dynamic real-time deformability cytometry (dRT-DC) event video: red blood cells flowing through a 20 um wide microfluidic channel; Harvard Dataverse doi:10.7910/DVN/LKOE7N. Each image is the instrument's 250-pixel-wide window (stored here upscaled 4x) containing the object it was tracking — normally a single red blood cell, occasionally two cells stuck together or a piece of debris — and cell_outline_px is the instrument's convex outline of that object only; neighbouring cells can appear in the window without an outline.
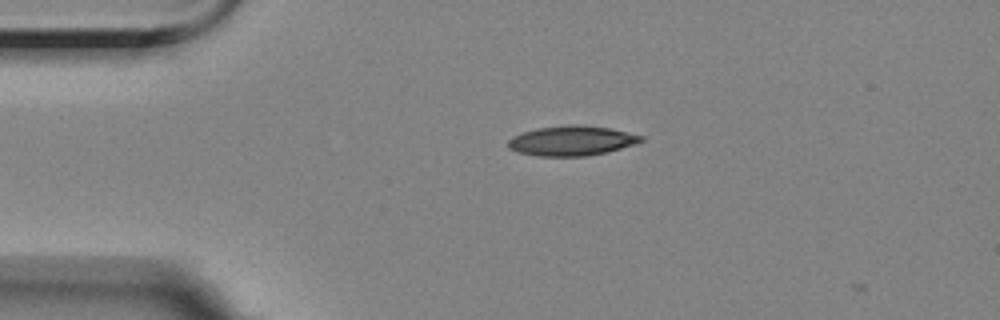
{"species": "Egyptian fruit bat (a non-hibernating species)", "species_latin": "Rousettus aegyptiacus", "temperature_condition": "room temperature", "stored_images_in_passage": 5, "camera_frame_rate_fps": 3000, "um_per_image_px": 0.085, "animal": {"sex": "female"}, "frame": {"image": 1, "passage_image": 3, "time_ms": 0.667, "image_size_px": [1000, 320], "cell_outline_px": [[644, 140], [636, 144], [608, 152], [588, 156], [536, 156], [516, 152], [508, 148], [508, 140], [512, 136], [536, 128], [568, 124], [576, 124], [612, 128], [644, 136]], "centroid_in_image_um": [48.6, 11.96], "position_along_channel_um": 36.4, "area_um2": 23.47}}